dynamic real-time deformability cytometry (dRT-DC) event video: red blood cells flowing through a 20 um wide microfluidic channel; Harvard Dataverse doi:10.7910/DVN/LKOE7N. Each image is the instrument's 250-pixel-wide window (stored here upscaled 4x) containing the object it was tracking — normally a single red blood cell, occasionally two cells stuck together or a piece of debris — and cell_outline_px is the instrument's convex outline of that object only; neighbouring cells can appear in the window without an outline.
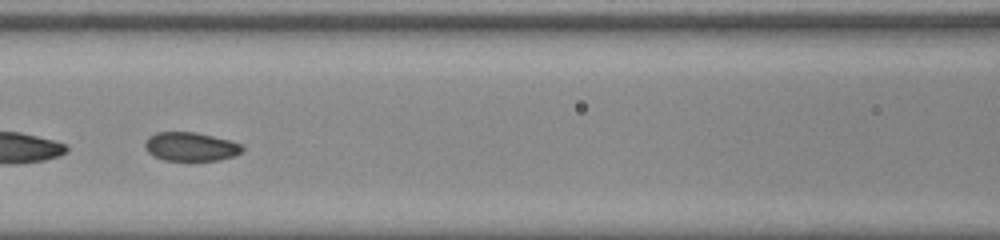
{"species": "common noctule bat (a hibernating species)", "species_latin": "Nyctalus noctula", "temperature_condition": "room temperature", "stored_images_in_passage": 46, "segment_of_instrument_passage": [2, 2], "camera_frame_rate_fps": 3000, "um_per_image_px": 0.085, "animal": {"sex": "male", "body_mass_g": 20.0, "forearm_length_mm": 53.3}, "frame": {"image": 1, "passage_image": 17, "time_ms": 5.333, "image_size_px": [1000, 240], "cell_outline_px": [[244, 148], [236, 156], [220, 160], [164, 160], [152, 156], [144, 148], [144, 140], [148, 136], [156, 132], [196, 132], [244, 144]], "centroid_in_image_um": [16.19, 12.46], "position_along_channel_um": 150.4, "area_um2": 16.53}}
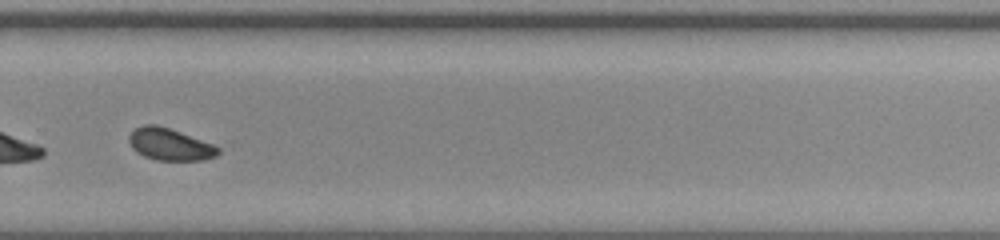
{"frame": {"image": 2, "passage_image": 30, "time_ms": 9.667, "image_size_px": [1000, 240], "cell_outline_px": [[220, 152], [216, 156], [204, 160], [156, 160], [144, 156], [136, 152], [132, 148], [128, 140], [128, 136], [136, 128], [144, 124], [156, 124], [168, 128], [212, 144], [220, 148]], "centroid_in_image_um": [14.41, 12.28], "position_along_channel_um": 315.4, "area_um2": 16.47}}
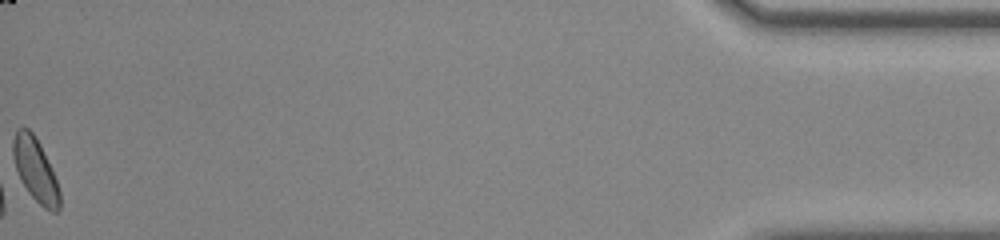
{"frame": {"image": 3, "passage_image": 46, "time_ms": 15.0, "image_size_px": [1000, 240], "cell_outline_px": [[60, 208], [56, 212], [52, 212], [44, 208], [28, 192], [20, 180], [16, 168], [12, 152], [12, 140], [16, 128], [28, 128], [32, 132], [40, 144], [56, 180], [60, 192]], "centroid_in_image_um": [2.99, 14.43], "position_along_channel_um": 432.2, "area_um2": 17.05}}